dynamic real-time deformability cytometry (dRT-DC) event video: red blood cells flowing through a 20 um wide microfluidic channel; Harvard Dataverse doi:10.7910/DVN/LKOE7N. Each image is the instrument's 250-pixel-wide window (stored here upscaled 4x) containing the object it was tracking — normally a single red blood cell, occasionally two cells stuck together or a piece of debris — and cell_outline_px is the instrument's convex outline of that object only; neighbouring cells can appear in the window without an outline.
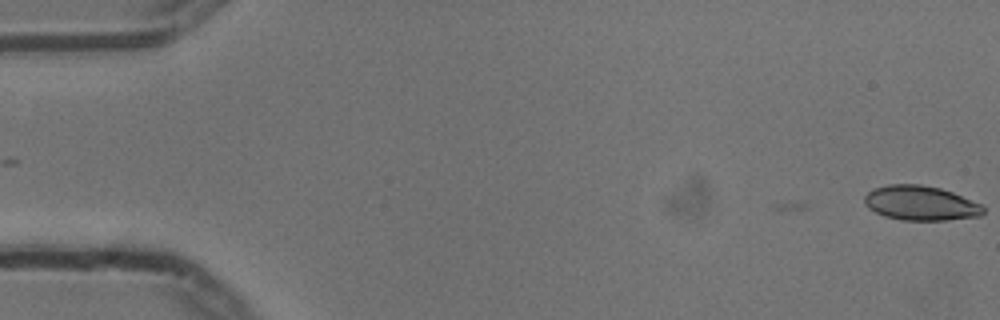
{"species": "common noctule bat (a hibernating species)", "species_latin": "Nyctalus noctula", "temperature_condition": "cold", "stored_images_in_passage": 6, "camera_frame_rate_fps": 3000, "um_per_image_px": 0.085, "animal": {"sex": "male", "body_mass_g": 13.3}, "frame": {"image": 1, "passage_image": 6, "time_ms": 1.667, "image_size_px": [1000, 320], "cell_outline_px": [[984, 212], [980, 216], [948, 220], [900, 220], [884, 216], [868, 208], [864, 204], [864, 196], [872, 188], [888, 184], [920, 184], [940, 188], [952, 192], [980, 204], [984, 208]], "centroid_in_image_um": [78.21, 17.26], "position_along_channel_um": 6.8, "area_um2": 24.04}}